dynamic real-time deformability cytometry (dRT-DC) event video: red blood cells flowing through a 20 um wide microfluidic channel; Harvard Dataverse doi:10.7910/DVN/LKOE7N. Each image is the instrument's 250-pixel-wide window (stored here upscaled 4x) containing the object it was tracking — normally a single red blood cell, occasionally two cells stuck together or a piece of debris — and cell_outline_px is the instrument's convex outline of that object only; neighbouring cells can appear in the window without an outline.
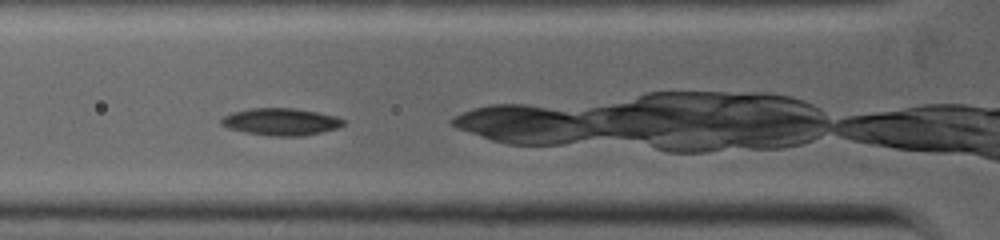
{"species": "common noctule bat (a hibernating species)", "species_latin": "Nyctalus noctula", "temperature_condition": "warm", "stored_images_in_passage": 5, "camera_frame_rate_fps": 5000, "um_per_image_px": 0.085, "animal": {"sex": "female", "body_mass_g": 19.0, "forearm_length_mm": 53.3}, "frame": {"image": 1, "passage_image": 2, "time_ms": 0.6, "image_size_px": [1000, 240], "cell_outline_px": [[344, 124], [336, 128], [304, 136], [272, 136], [244, 132], [228, 128], [220, 124], [220, 120], [224, 116], [232, 112], [252, 108], [296, 108], [336, 116], [344, 120]], "centroid_in_image_um": [23.85, 10.35], "position_along_channel_um": 102.0, "area_um2": 19.25}}